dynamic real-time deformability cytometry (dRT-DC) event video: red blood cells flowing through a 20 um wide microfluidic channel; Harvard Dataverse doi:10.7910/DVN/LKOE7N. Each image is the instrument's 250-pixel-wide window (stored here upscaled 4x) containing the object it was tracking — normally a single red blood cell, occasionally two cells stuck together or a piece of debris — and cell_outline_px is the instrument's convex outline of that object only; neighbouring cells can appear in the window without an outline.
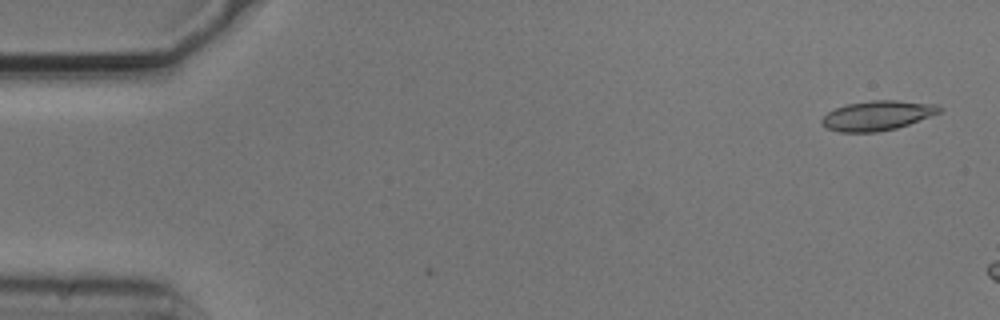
{"species": "common noctule bat (a hibernating species)", "species_latin": "Nyctalus noctula", "temperature_condition": "cold", "stored_images_in_passage": 4, "camera_frame_rate_fps": 3000, "um_per_image_px": 0.085, "animal": {"sex": "male", "body_mass_g": 20.5, "forearm_length_mm": 52.5}, "frame": {"image": 1, "passage_image": 1, "time_ms": 0.0, "image_size_px": [1000, 320], "cell_outline_px": [[944, 108], [940, 112], [908, 124], [896, 128], [876, 132], [840, 132], [828, 128], [820, 124], [820, 120], [828, 112], [836, 108], [848, 104], [872, 100], [896, 100], [936, 104]], "centroid_in_image_um": [74.57, 9.82], "position_along_channel_um": 10.4, "area_um2": 20.17}}